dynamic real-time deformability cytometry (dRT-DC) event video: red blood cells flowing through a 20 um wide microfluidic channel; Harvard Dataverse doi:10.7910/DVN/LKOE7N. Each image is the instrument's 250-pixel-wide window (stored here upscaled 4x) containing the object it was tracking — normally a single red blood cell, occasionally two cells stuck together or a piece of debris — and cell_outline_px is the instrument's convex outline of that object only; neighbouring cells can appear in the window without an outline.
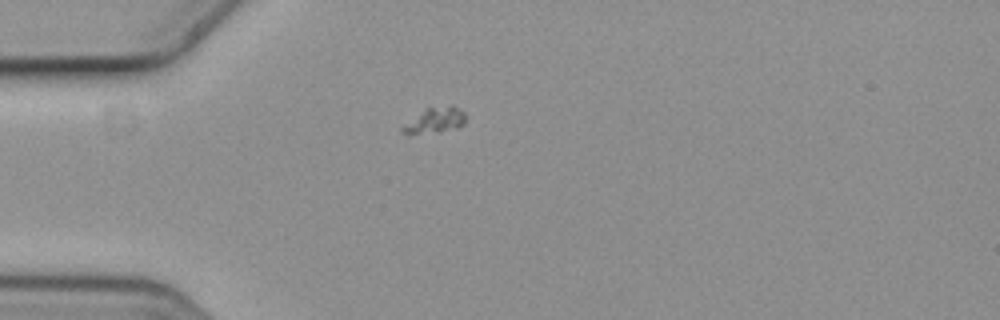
{"species": "common noctule bat (a hibernating species)", "species_latin": "Nyctalus noctula", "temperature_condition": "cold", "stored_images_in_passage": 8, "camera_frame_rate_fps": 3000, "um_per_image_px": 0.085, "animal": {"sex": "female", "body_mass_g": 19.3, "forearm_length_mm": 54.1}, "frame": {"image": 1, "passage_image": 4, "time_ms": 1.0, "image_size_px": [1000, 320], "cell_outline_px": [[468, 116], [464, 124], [460, 128], [440, 132], [408, 136], [400, 132], [400, 128], [424, 108], [452, 104], [464, 112]], "centroid_in_image_um": [36.98, 10.25], "position_along_channel_um": 48.0, "area_um2": 10.06}}